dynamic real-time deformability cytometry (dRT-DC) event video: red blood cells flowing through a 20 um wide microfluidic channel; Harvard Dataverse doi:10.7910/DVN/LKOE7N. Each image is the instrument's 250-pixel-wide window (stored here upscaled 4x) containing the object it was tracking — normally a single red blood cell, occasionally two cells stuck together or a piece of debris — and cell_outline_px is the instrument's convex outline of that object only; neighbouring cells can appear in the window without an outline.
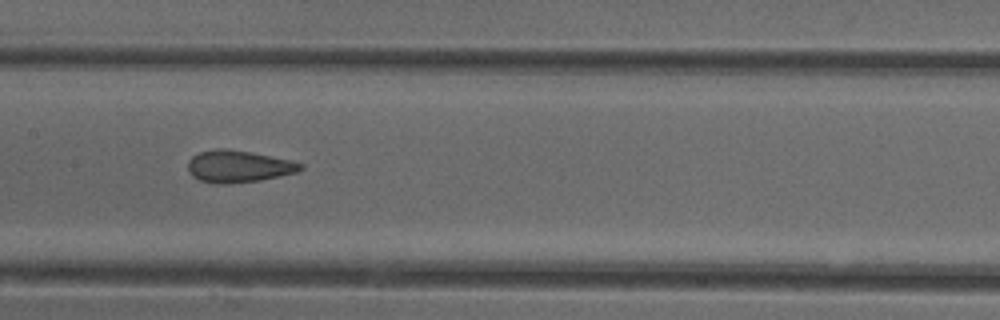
{"species": "common noctule bat (a hibernating species)", "species_latin": "Nyctalus noctula", "temperature_condition": "cold", "stored_images_in_passage": 38, "camera_frame_rate_fps": 3000, "um_per_image_px": 0.085, "animal": {"sex": "female"}, "frame": {"image": 1, "passage_image": 12, "time_ms": 3.667, "image_size_px": [1000, 320], "cell_outline_px": [[304, 168], [296, 172], [280, 176], [260, 180], [228, 184], [216, 184], [200, 180], [192, 176], [188, 168], [188, 160], [192, 156], [200, 152], [216, 148], [228, 148], [292, 160], [304, 164]], "centroid_in_image_um": [20.27, 14.14], "position_along_channel_um": 187.1, "area_um2": 21.1}, "authors_computed_cell_mechanics": {"area_um2": 21.1548, "velocity_mm_per_s": 4.0024, "shape_relaxation_time_tau1_ms": null, "shape_relaxation_time_tau2_ms": 1.4381, "deformation_change_tau1": null, "deformation_change_tau2": 0.0857}}